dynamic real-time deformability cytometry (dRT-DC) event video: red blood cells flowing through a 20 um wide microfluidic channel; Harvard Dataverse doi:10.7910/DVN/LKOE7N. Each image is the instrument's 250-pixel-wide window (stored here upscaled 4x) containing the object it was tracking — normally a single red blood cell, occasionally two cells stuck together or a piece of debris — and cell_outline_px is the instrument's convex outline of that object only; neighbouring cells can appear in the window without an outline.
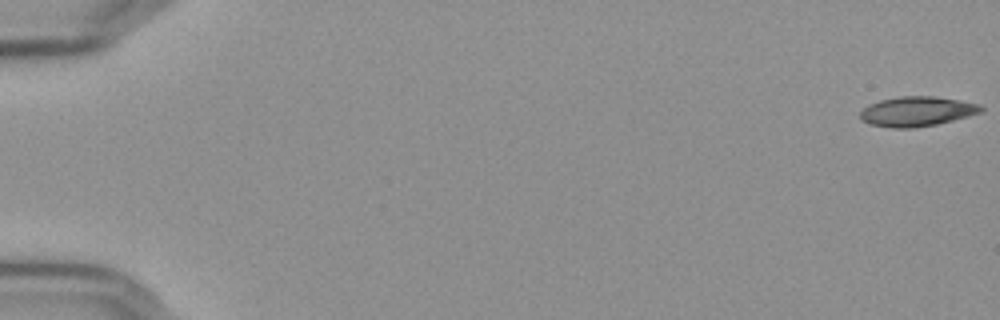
{"species": "Egyptian fruit bat (a non-hibernating species)", "species_latin": "Rousettus aegyptiacus", "temperature_condition": "cold", "stored_images_in_passage": 56, "camera_frame_rate_fps": 3000, "um_per_image_px": 0.085, "frame": {"image": 1, "passage_image": 1, "time_ms": 0.0, "image_size_px": [1000, 320], "cell_outline_px": [[984, 108], [980, 112], [968, 116], [936, 124], [912, 128], [892, 128], [872, 124], [860, 120], [860, 112], [864, 108], [880, 100], [900, 96], [936, 96], [960, 100], [980, 104]], "centroid_in_image_um": [77.95, 9.46], "position_along_channel_um": 7.1, "area_um2": 20.81}}
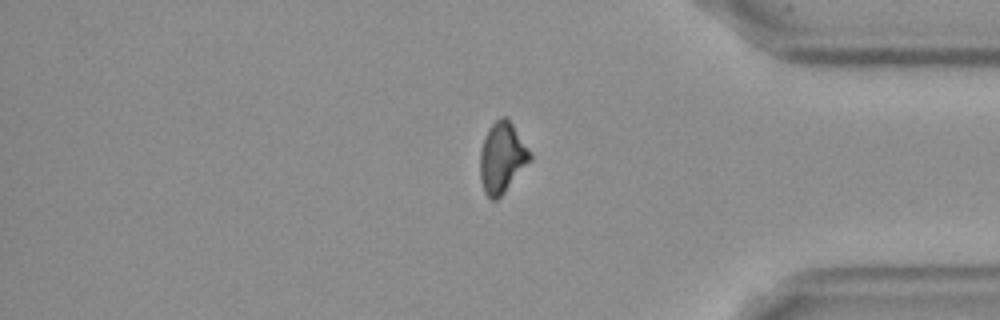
{"frame": {"image": 2, "passage_image": 48, "time_ms": 15.667, "image_size_px": [1000, 320], "cell_outline_px": [[532, 160], [504, 192], [496, 200], [492, 200], [484, 192], [480, 180], [480, 148], [484, 136], [488, 128], [500, 116], [508, 116], [532, 152]], "centroid_in_image_um": [42.69, 13.35], "position_along_channel_um": 392.5, "area_um2": 20.98}}
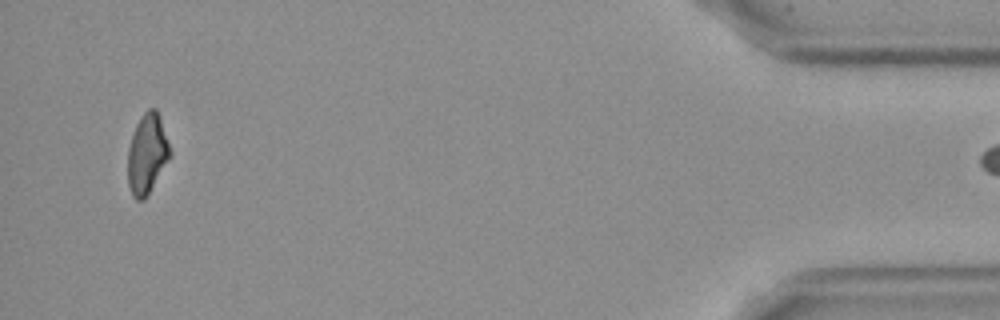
{"frame": {"image": 3, "passage_image": 55, "time_ms": 18.0, "image_size_px": [1000, 320], "cell_outline_px": [[172, 156], [144, 200], [136, 200], [132, 196], [128, 188], [128, 148], [136, 124], [140, 116], [148, 108], [156, 108], [160, 116], [172, 152]], "centroid_in_image_um": [12.52, 13.08], "position_along_channel_um": 422.7, "area_um2": 19.94}}